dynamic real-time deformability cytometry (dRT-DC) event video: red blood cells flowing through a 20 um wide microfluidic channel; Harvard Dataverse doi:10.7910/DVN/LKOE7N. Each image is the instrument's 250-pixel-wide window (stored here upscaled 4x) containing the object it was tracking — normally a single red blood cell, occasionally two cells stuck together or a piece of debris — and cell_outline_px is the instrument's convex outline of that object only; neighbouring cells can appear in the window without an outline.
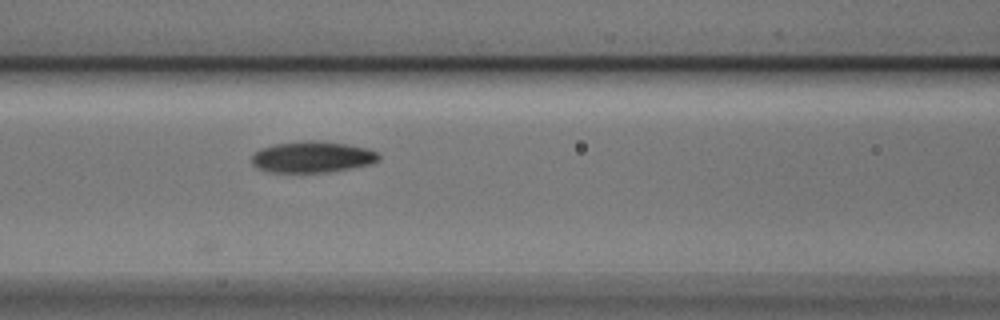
{"species": "Egyptian fruit bat (a non-hibernating species)", "species_latin": "Rousettus aegyptiacus", "temperature_condition": "cold", "stored_images_in_passage": 20, "camera_frame_rate_fps": 3000, "um_per_image_px": 0.085, "animal": {"sex": "male"}, "frame": {"image": 1, "passage_image": 10, "time_ms": 3.0, "image_size_px": [1000, 320], "cell_outline_px": [[380, 160], [372, 164], [352, 168], [328, 172], [272, 172], [256, 168], [252, 164], [252, 152], [260, 148], [276, 144], [304, 140], [316, 140], [344, 144], [368, 148], [376, 152], [380, 156]], "centroid_in_image_um": [26.54, 13.34], "position_along_channel_um": 140.1, "area_um2": 23.29}}
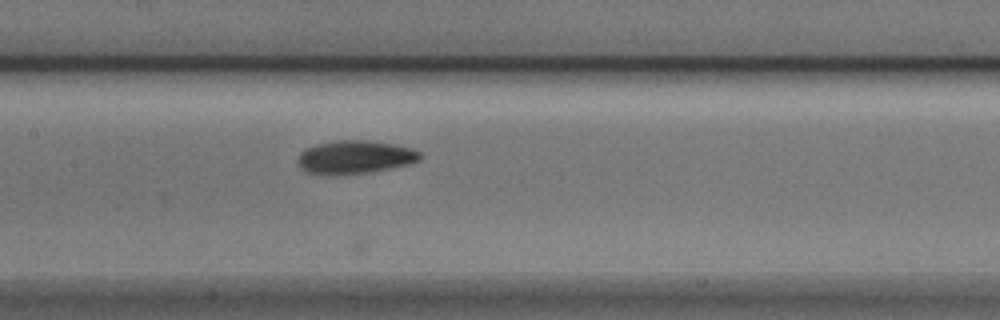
{"frame": {"image": 2, "passage_image": 13, "time_ms": 4.0, "image_size_px": [1000, 320], "cell_outline_px": [[420, 160], [408, 164], [372, 172], [336, 176], [332, 176], [304, 172], [300, 168], [296, 160], [300, 152], [304, 148], [316, 144], [336, 140], [364, 140], [392, 144], [412, 148], [420, 152]], "centroid_in_image_um": [30.09, 13.37], "position_along_channel_um": 177.3, "area_um2": 24.1}}
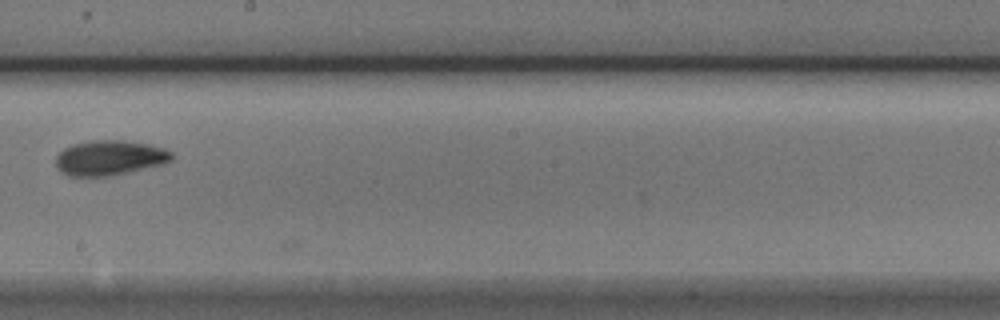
{"frame": {"image": 3, "passage_image": 18, "time_ms": 5.667, "image_size_px": [1000, 320], "cell_outline_px": [[172, 160], [164, 164], [128, 172], [108, 176], [68, 176], [56, 164], [56, 156], [64, 148], [72, 144], [92, 140], [124, 140], [148, 144], [164, 148], [172, 152]], "centroid_in_image_um": [9.34, 13.4], "position_along_channel_um": 238.9, "area_um2": 23.52}}